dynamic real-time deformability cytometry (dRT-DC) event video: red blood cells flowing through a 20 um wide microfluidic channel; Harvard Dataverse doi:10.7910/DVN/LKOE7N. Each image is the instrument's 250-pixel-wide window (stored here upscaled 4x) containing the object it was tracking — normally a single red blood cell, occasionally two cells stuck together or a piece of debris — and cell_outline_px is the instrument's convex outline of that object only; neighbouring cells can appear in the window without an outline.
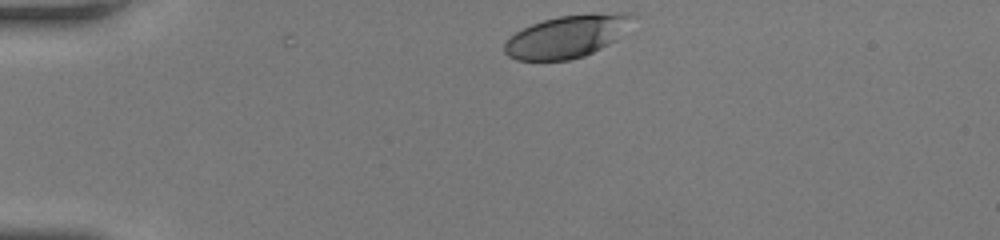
{"species": "human", "species_latin": "Homo sapiens", "temperature_condition": "room temperature", "stored_images_in_passage": 32, "camera_frame_rate_fps": 3000, "um_per_image_px": 0.085, "donor": {"sex": "female"}, "frame": {"image": 1, "passage_image": 1, "time_ms": 0.0, "image_size_px": [1000, 240], "cell_outline_px": [[640, 16], [616, 40], [584, 56], [568, 60], [516, 60], [508, 56], [504, 52], [504, 44], [516, 32], [532, 24], [544, 20], [560, 16], [628, 12]], "centroid_in_image_um": [48.25, 3.09], "position_along_channel_um": 36.7, "area_um2": 31.5}}
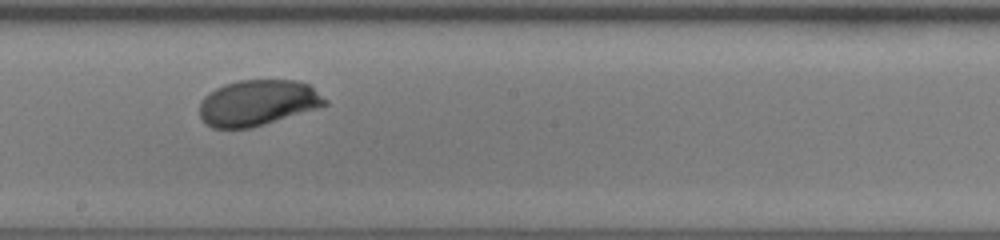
{"frame": {"image": 2, "passage_image": 19, "time_ms": 6.0, "image_size_px": [1000, 240], "cell_outline_px": [[328, 104], [316, 108], [252, 128], [212, 128], [204, 124], [200, 116], [200, 104], [204, 96], [216, 88], [224, 84], [240, 80], [296, 80], [308, 84], [328, 100]], "centroid_in_image_um": [21.88, 8.74], "position_along_channel_um": 226.3, "area_um2": 33.41}}
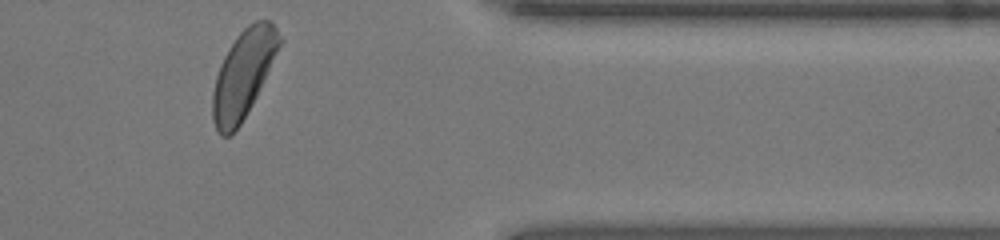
{"frame": {"image": 3, "passage_image": 32, "time_ms": 10.333, "image_size_px": [1000, 240], "cell_outline_px": [[284, 40], [252, 104], [240, 124], [228, 136], [220, 136], [212, 120], [212, 92], [216, 76], [220, 64], [228, 48], [236, 36], [248, 24], [256, 20], [268, 20], [276, 28]], "centroid_in_image_um": [20.68, 6.27], "position_along_channel_um": 390.7, "area_um2": 33.99}, "authors_computed_cell_mechanics": {"area_um2": 33.0905, "velocity_mm_per_s": 4.1339, "shape_relaxation_time_tau1_ms": 1.9404, "shape_relaxation_time_tau2_ms": null, "deformation_change_tau1": 0.1183, "deformation_change_tau2": null}}